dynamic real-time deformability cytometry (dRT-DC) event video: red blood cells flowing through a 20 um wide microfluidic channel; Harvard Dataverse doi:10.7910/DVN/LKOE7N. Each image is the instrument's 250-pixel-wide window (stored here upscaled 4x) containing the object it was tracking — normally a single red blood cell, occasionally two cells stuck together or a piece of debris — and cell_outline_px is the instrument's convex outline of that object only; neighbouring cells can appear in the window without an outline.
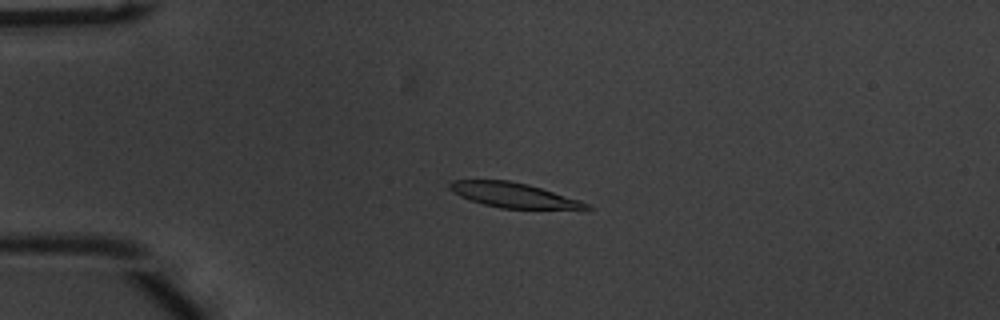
{"species": "common noctule bat (a hibernating species)", "species_latin": "Nyctalus noctula", "temperature_condition": "warm", "stored_images_in_passage": 54, "camera_frame_rate_fps": 3000, "um_per_image_px": 0.085, "animal": {"sex": "male", "body_mass_g": 20.1, "forearm_length_mm": 53.5}, "frame": {"image": 1, "passage_image": 14, "time_ms": 4.333, "image_size_px": [1000, 320], "cell_outline_px": [[596, 208], [500, 208], [484, 204], [460, 196], [452, 192], [448, 188], [448, 184], [452, 180], [508, 180], [528, 184], [580, 200]], "centroid_in_image_um": [43.58, 16.57], "position_along_channel_um": 41.4, "area_um2": 19.36}}
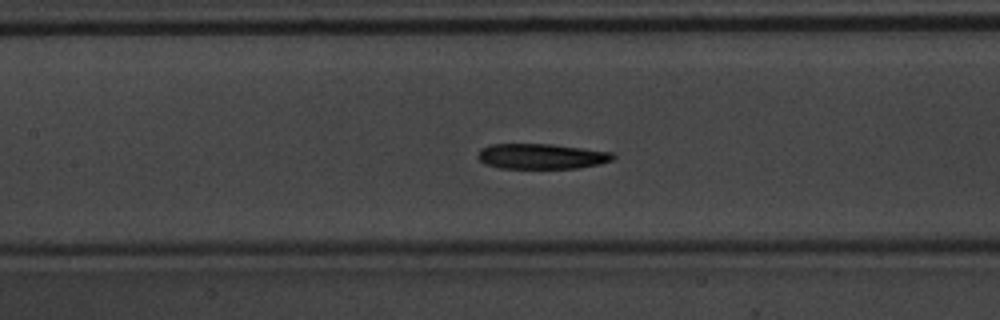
{"frame": {"image": 2, "passage_image": 26, "time_ms": 8.333, "image_size_px": [1000, 320], "cell_outline_px": [[616, 156], [612, 160], [600, 164], [576, 168], [500, 168], [484, 164], [476, 156], [480, 148], [492, 144], [552, 144], [612, 152]], "centroid_in_image_um": [46.0, 13.28], "position_along_channel_um": 161.4, "area_um2": 20.0}}
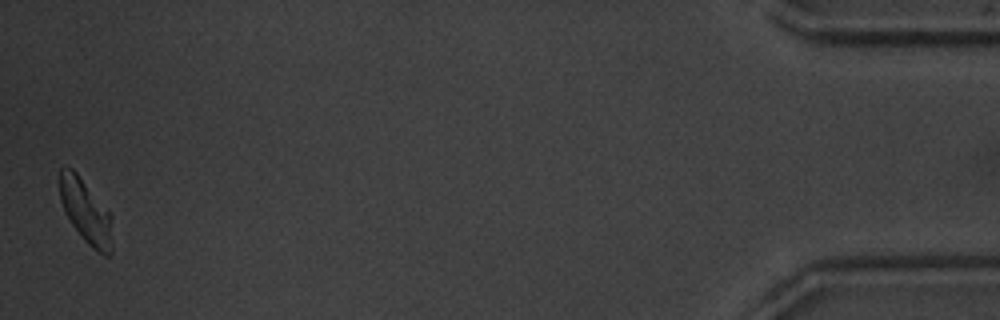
{"frame": {"image": 3, "passage_image": 54, "time_ms": 17.667, "image_size_px": [1000, 320], "cell_outline_px": [[112, 252], [108, 256], [104, 256], [92, 248], [84, 240], [72, 224], [64, 212], [60, 200], [60, 168], [72, 168], [76, 172], [112, 216]], "centroid_in_image_um": [7.31, 18.02], "position_along_channel_um": 427.9, "area_um2": 19.42}, "authors_computed_cell_mechanics": {"area_um2": 20.6346, "velocity_mm_per_s": 3.7837, "shape_relaxation_time_tau1_ms": 3.4006, "shape_relaxation_time_tau2_ms": 7.2935, "deformation_change_tau1": 0.1206, "deformation_change_tau2": 0.1516}}